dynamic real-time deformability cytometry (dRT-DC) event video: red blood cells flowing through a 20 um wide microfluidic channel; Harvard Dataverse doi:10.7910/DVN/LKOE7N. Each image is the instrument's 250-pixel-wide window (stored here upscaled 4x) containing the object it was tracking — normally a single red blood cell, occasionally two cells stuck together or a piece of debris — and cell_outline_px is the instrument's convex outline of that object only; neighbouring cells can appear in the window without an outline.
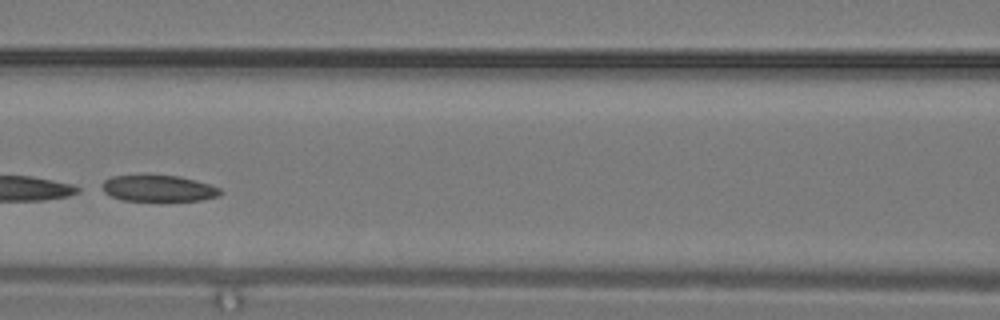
{"species": "common noctule bat (a hibernating species)", "species_latin": "Nyctalus noctula", "temperature_condition": "warm", "stored_images_in_passage": 10, "camera_frame_rate_fps": 3000, "um_per_image_px": 0.085, "animal": {"sex": "male", "body_mass_g": 19.2, "forearm_length_mm": 51.8}, "frame": {"image": 1, "passage_image": 9, "time_ms": 2.667, "image_size_px": [1000, 320], "cell_outline_px": [[224, 192], [216, 196], [200, 200], [124, 200], [112, 196], [104, 192], [100, 184], [104, 180], [112, 176], [180, 176], [196, 180], [220, 188]], "centroid_in_image_um": [13.46, 16.01], "position_along_channel_um": 153.1, "area_um2": 17.74}}